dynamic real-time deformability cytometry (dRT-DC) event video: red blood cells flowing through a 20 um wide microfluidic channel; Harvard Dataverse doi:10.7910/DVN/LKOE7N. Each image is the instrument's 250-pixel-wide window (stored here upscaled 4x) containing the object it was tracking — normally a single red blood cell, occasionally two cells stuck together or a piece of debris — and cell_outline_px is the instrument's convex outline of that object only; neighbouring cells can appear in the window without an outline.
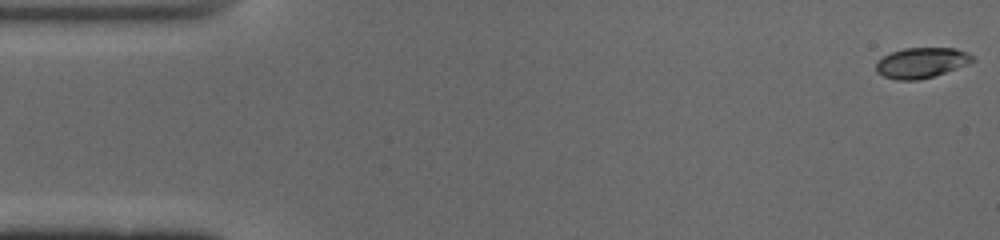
{"species": "common noctule bat (a hibernating species)", "species_latin": "Nyctalus noctula", "temperature_condition": "cold", "stored_images_in_passage": 45, "camera_frame_rate_fps": 3000, "um_per_image_px": 0.085, "animal": {"sex": "male", "body_mass_g": 19.0, "forearm_length_mm": 50.8}, "frame": {"image": 1, "passage_image": 1, "time_ms": 0.0, "image_size_px": [1000, 240], "cell_outline_px": [[976, 60], [968, 64], [920, 80], [896, 80], [884, 76], [876, 72], [876, 60], [892, 52], [904, 48], [956, 48], [968, 52]], "centroid_in_image_um": [78.31, 5.33], "position_along_channel_um": 6.7, "area_um2": 17.05}}
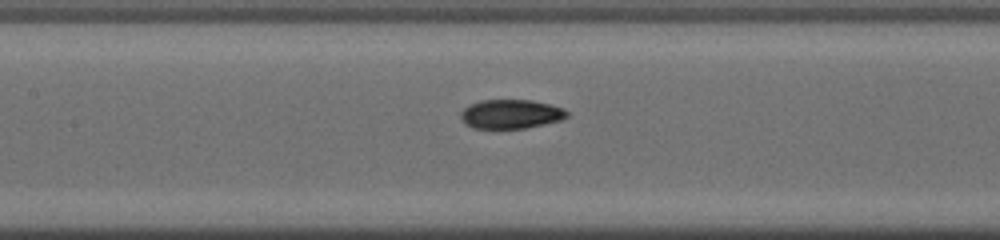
{"frame": {"image": 2, "passage_image": 23, "time_ms": 7.333, "image_size_px": [1000, 240], "cell_outline_px": [[568, 116], [560, 120], [544, 124], [524, 128], [472, 128], [460, 116], [460, 112], [464, 108], [472, 104], [484, 100], [532, 100], [548, 104], [560, 108], [568, 112]], "centroid_in_image_um": [43.42, 9.69], "position_along_channel_um": 164.0, "area_um2": 17.63}}
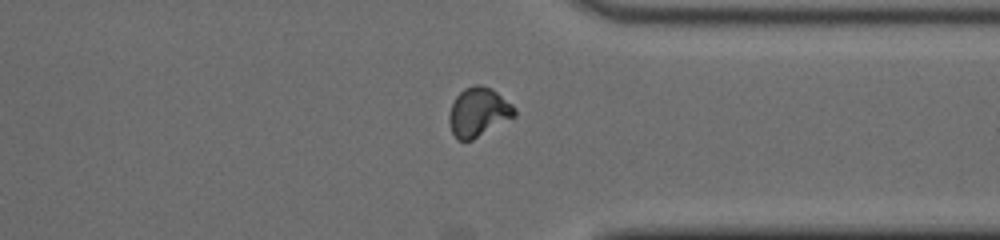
{"frame": {"image": 3, "passage_image": 39, "time_ms": 12.667, "image_size_px": [1000, 240], "cell_outline_px": [[516, 116], [472, 140], [456, 140], [452, 132], [448, 120], [448, 116], [452, 104], [456, 96], [464, 88], [476, 84], [480, 84], [492, 88], [512, 104], [516, 108]], "centroid_in_image_um": [40.67, 9.52], "position_along_channel_um": 370.7, "area_um2": 18.79}}